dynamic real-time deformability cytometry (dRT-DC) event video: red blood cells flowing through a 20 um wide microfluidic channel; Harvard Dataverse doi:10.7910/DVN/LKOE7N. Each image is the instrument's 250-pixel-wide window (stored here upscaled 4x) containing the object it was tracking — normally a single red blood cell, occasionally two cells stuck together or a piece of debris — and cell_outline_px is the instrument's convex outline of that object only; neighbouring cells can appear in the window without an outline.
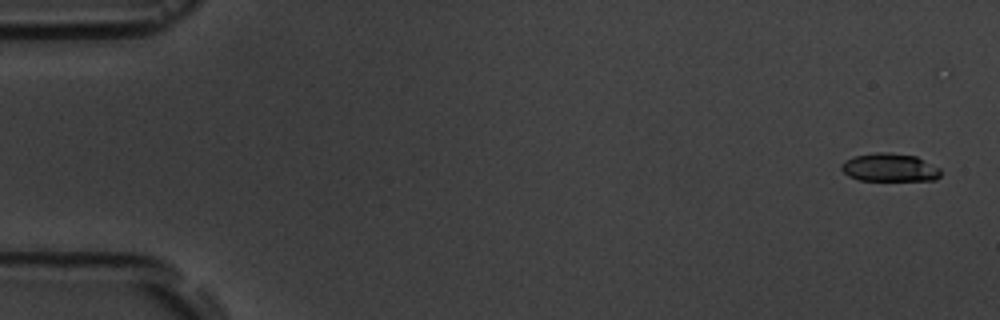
{"species": "common noctule bat (a hibernating species)", "species_latin": "Nyctalus noctula", "temperature_condition": "room temperature", "stored_images_in_passage": 6, "camera_frame_rate_fps": 3000, "um_per_image_px": 0.085, "animal": {"sex": "male", "body_mass_g": 19.5, "forearm_length_mm": 54.6}, "frame": {"image": 1, "passage_image": 1, "time_ms": 0.0, "image_size_px": [1000, 320], "cell_outline_px": [[940, 176], [936, 180], [860, 180], [848, 176], [840, 168], [840, 164], [844, 160], [856, 156], [876, 152], [888, 152], [916, 156], [940, 168]], "centroid_in_image_um": [75.61, 14.24], "position_along_channel_um": 9.4, "area_um2": 16.3}}
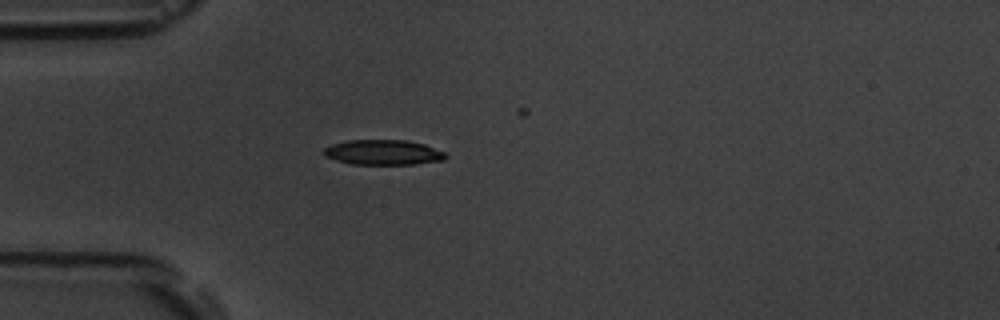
{"frame": {"image": 2, "passage_image": 5, "time_ms": 4.667, "image_size_px": [1000, 320], "cell_outline_px": [[448, 156], [444, 160], [416, 164], [352, 164], [336, 160], [324, 156], [324, 148], [332, 144], [348, 140], [408, 140], [424, 144], [444, 152]], "centroid_in_image_um": [32.58, 12.95], "position_along_channel_um": 52.4, "area_um2": 17.8}}